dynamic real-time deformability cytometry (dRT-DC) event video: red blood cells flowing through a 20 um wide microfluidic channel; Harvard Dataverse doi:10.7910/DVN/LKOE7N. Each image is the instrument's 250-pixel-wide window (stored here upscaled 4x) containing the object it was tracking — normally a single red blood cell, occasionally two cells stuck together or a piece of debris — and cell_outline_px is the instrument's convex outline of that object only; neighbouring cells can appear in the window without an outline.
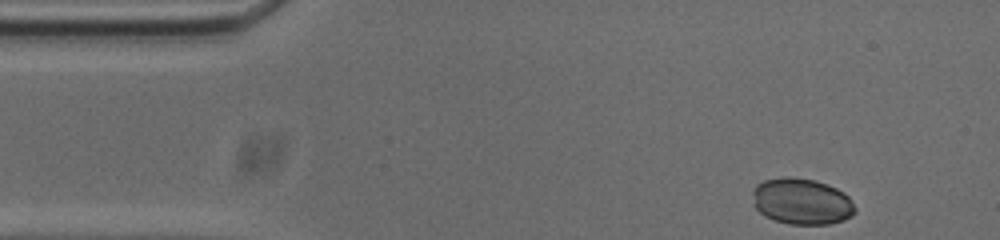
{"species": "common noctule bat (a hibernating species)", "species_latin": "Nyctalus noctula", "temperature_condition": "cold", "stored_images_in_passage": 40, "camera_frame_rate_fps": 3000, "um_per_image_px": 0.085, "animal": {"sex": "male", "body_mass_g": 20.0, "forearm_length_mm": 53.3}, "frame": {"image": 1, "passage_image": 1, "time_ms": 0.0, "image_size_px": [1000, 240], "cell_outline_px": [[856, 212], [852, 216], [844, 220], [828, 224], [788, 224], [764, 216], [752, 204], [752, 188], [756, 184], [764, 180], [784, 176], [788, 176], [816, 180], [828, 184], [844, 192], [848, 196], [856, 208]], "centroid_in_image_um": [68.13, 17.11], "position_along_channel_um": 16.9, "area_um2": 28.03}}
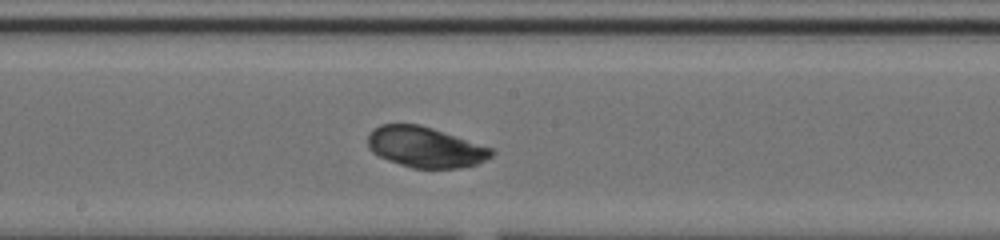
{"frame": {"image": 2, "passage_image": 23, "time_ms": 7.333, "image_size_px": [1000, 240], "cell_outline_px": [[496, 152], [492, 156], [476, 164], [460, 168], [412, 168], [388, 160], [372, 152], [368, 148], [368, 136], [372, 128], [380, 124], [420, 124], [492, 148]], "centroid_in_image_um": [36.13, 12.5], "position_along_channel_um": 212.1, "area_um2": 29.19}}
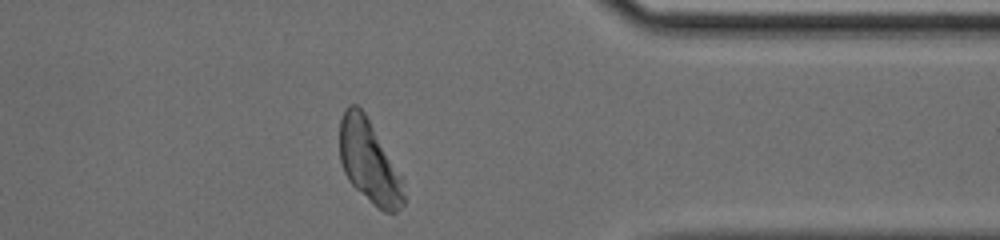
{"frame": {"image": 3, "passage_image": 38, "time_ms": 12.333, "image_size_px": [1000, 240], "cell_outline_px": [[404, 204], [396, 212], [384, 212], [356, 188], [348, 180], [344, 172], [340, 160], [340, 120], [344, 108], [348, 104], [356, 104], [364, 112], [404, 176]], "centroid_in_image_um": [31.41, 13.72], "position_along_channel_um": 380.0, "area_um2": 31.15}}